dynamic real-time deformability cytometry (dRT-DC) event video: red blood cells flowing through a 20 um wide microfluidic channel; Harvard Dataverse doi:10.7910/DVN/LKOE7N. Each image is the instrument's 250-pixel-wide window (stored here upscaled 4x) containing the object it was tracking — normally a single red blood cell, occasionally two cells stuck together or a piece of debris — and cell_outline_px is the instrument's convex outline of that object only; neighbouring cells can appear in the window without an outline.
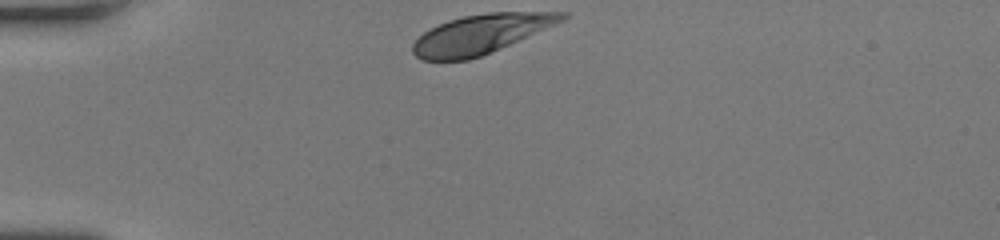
{"species": "human", "species_latin": "Homo sapiens", "temperature_condition": "room temperature", "stored_images_in_passage": 29, "camera_frame_rate_fps": 3000, "um_per_image_px": 0.085, "donor": {"sex": "female"}, "frame": {"image": 1, "passage_image": 1, "time_ms": 0.0, "image_size_px": [1000, 240], "cell_outline_px": [[568, 16], [564, 20], [480, 56], [468, 60], [424, 60], [416, 56], [412, 52], [412, 44], [424, 32], [448, 20], [464, 16], [488, 12], [568, 12]], "centroid_in_image_um": [40.84, 2.89], "position_along_channel_um": 44.2, "area_um2": 33.35}}
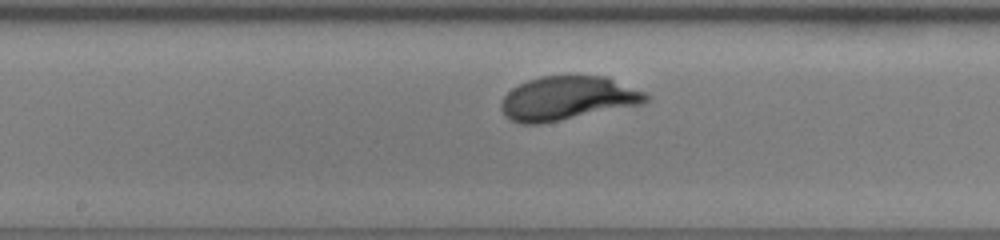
{"frame": {"image": 2, "passage_image": 15, "time_ms": 4.667, "image_size_px": [1000, 240], "cell_outline_px": [[652, 100], [644, 104], [536, 124], [520, 124], [504, 116], [500, 108], [500, 100], [512, 88], [528, 80], [540, 76], [608, 76], [644, 92], [652, 96]], "centroid_in_image_um": [48.26, 8.34], "position_along_channel_um": 199.9, "area_um2": 37.05}}
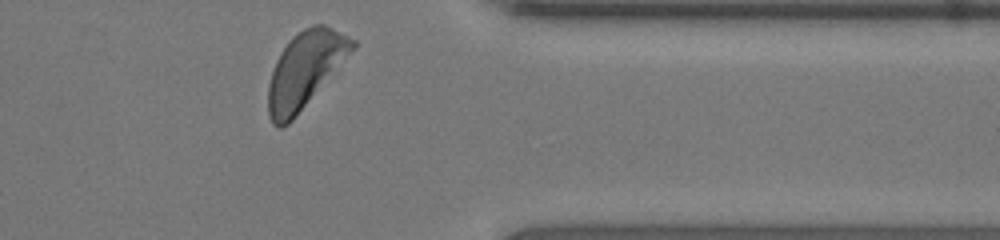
{"frame": {"image": 3, "passage_image": 29, "time_ms": 9.333, "image_size_px": [1000, 240], "cell_outline_px": [[356, 48], [292, 120], [288, 124], [280, 128], [276, 128], [272, 124], [268, 116], [268, 84], [276, 60], [280, 52], [288, 40], [292, 36], [304, 28], [312, 24], [324, 24], [356, 40]], "centroid_in_image_um": [25.91, 5.92], "position_along_channel_um": 385.5, "area_um2": 37.17}, "authors_computed_cell_mechanics": {"area_um2": 36.414, "velocity_mm_per_s": 4.1473, "shape_relaxation_time_tau1_ms": 2.4409, "shape_relaxation_time_tau2_ms": null, "deformation_change_tau1": 0.1386, "deformation_change_tau2": null}}